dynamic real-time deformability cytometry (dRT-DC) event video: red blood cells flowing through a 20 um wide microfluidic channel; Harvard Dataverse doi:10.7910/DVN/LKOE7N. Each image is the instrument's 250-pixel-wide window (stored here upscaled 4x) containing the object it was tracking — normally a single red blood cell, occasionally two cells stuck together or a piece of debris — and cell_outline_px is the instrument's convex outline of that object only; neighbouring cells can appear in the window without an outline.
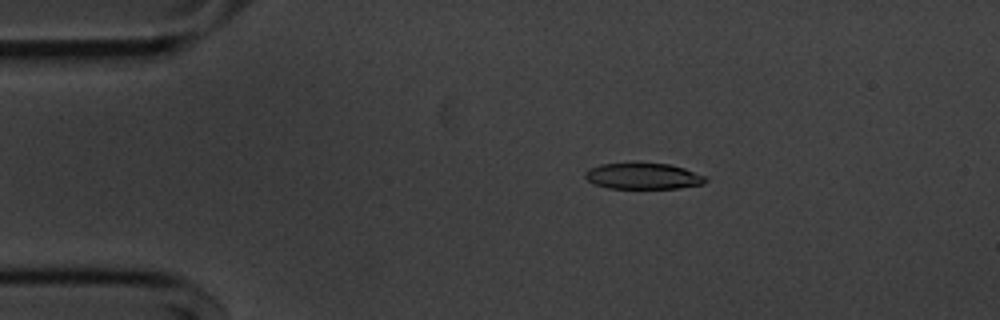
{"species": "common noctule bat (a hibernating species)", "species_latin": "Nyctalus noctula", "temperature_condition": "cold", "stored_images_in_passage": 54, "camera_frame_rate_fps": 3000, "um_per_image_px": 0.085, "animal": {"sex": "male", "body_mass_g": 20.1, "forearm_length_mm": 53.5}, "frame": {"image": 1, "passage_image": 10, "time_ms": 3.0, "image_size_px": [1000, 320], "cell_outline_px": [[708, 180], [704, 184], [680, 188], [608, 188], [596, 184], [588, 180], [584, 176], [584, 172], [588, 168], [600, 164], [636, 160], [668, 164], [684, 168], [708, 176]], "centroid_in_image_um": [54.67, 14.92], "position_along_channel_um": 30.3, "area_um2": 19.19}}
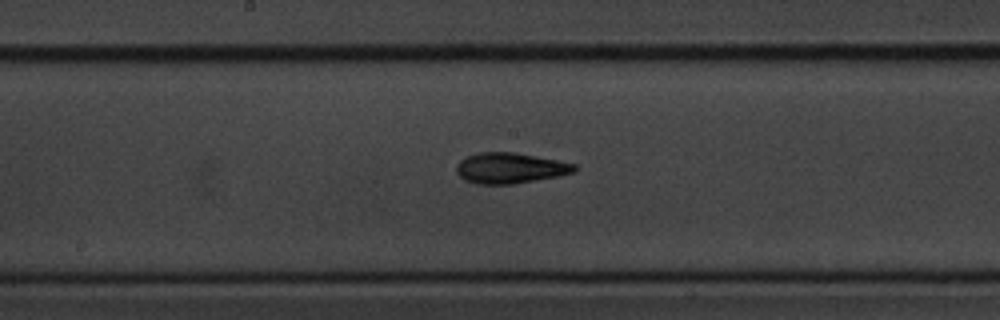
{"frame": {"image": 2, "passage_image": 28, "time_ms": 9.0, "image_size_px": [1000, 320], "cell_outline_px": [[576, 172], [560, 176], [512, 184], [476, 184], [464, 180], [456, 172], [456, 164], [460, 160], [468, 156], [480, 152], [516, 152], [576, 164]], "centroid_in_image_um": [43.35, 14.29], "position_along_channel_um": 204.8, "area_um2": 21.15}}
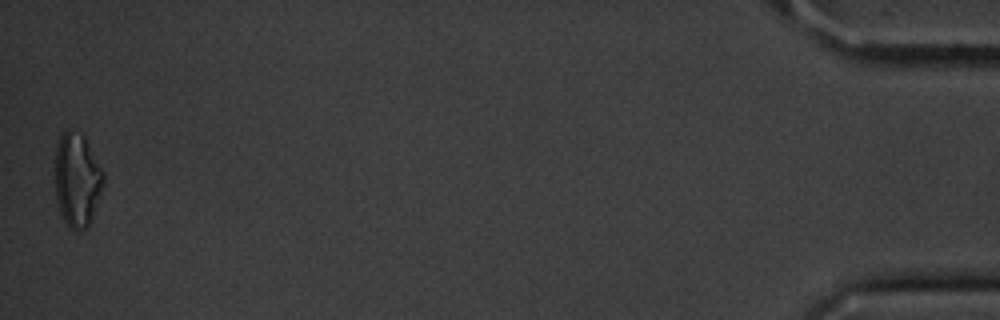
{"frame": {"image": 3, "passage_image": 54, "time_ms": 17.667, "image_size_px": [1000, 320], "cell_outline_px": [[104, 180], [100, 196], [92, 220], [88, 228], [76, 232], [68, 228], [60, 212], [56, 200], [56, 144], [60, 136], [68, 128], [80, 132], [84, 136], [104, 172]], "centroid_in_image_um": [6.56, 15.32], "position_along_channel_um": 428.6, "area_um2": 26.76}, "authors_computed_cell_mechanics": {"area_um2": 20.1144, "velocity_mm_per_s": 3.6593, "shape_relaxation_time_tau1_ms": 3.5225, "shape_relaxation_time_tau2_ms": 3.6038, "deformation_change_tau1": 0.1082, "deformation_change_tau2": 0.1237}}